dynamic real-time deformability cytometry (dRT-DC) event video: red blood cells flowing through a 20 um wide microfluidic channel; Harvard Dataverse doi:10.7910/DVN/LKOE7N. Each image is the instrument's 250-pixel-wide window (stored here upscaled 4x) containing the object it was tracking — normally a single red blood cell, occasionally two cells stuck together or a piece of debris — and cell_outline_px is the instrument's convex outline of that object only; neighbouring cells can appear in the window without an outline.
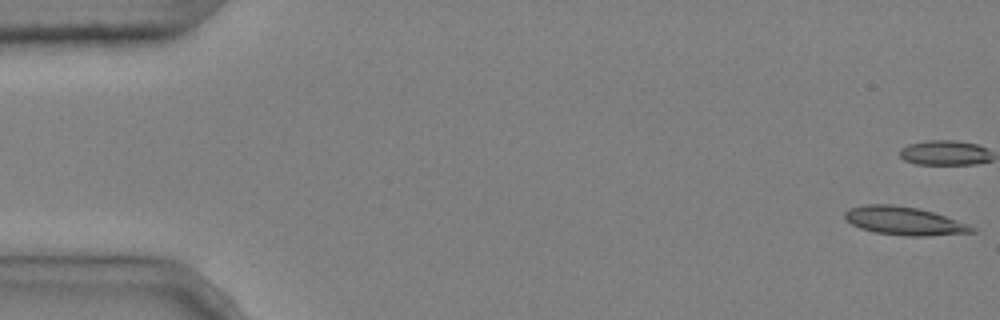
{"species": "common noctule bat (a hibernating species)", "species_latin": "Nyctalus noctula", "temperature_condition": "cold", "stored_images_in_passage": 9, "camera_frame_rate_fps": 3000, "um_per_image_px": 0.085, "animal": {"sex": "male", "body_mass_g": 20.4}, "frame": {"image": 1, "passage_image": 1, "time_ms": 0.0, "image_size_px": [1000, 320], "cell_outline_px": [[976, 232], [928, 236], [908, 236], [876, 232], [860, 228], [844, 220], [844, 212], [848, 208], [864, 204], [892, 204], [920, 208], [968, 224], [976, 228]], "centroid_in_image_um": [76.82, 18.77], "position_along_channel_um": 8.2, "area_um2": 21.04}}